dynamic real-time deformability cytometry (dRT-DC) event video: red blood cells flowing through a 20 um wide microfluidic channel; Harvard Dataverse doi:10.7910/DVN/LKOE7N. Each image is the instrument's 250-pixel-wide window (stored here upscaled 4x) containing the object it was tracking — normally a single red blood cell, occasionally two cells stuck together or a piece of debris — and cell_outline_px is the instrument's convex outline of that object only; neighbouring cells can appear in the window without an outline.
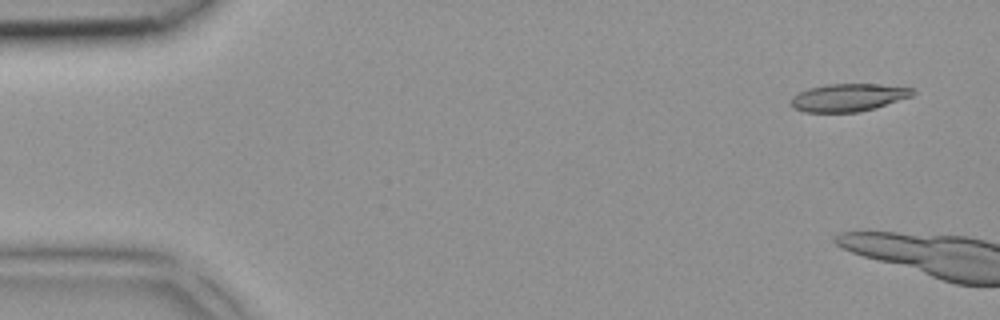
{"species": "common noctule bat (a hibernating species)", "species_latin": "Nyctalus noctula", "temperature_condition": "room temperature", "stored_images_in_passage": 3, "camera_frame_rate_fps": 3000, "um_per_image_px": 0.085, "animal": {"sex": "female", "body_mass_g": 18.4}, "frame": {"image": 1, "passage_image": 1, "time_ms": 0.0, "image_size_px": [1000, 320], "cell_outline_px": [[916, 92], [912, 96], [876, 108], [860, 112], [804, 112], [792, 108], [792, 96], [808, 88], [828, 84], [880, 84], [912, 88]], "centroid_in_image_um": [72.12, 8.29], "position_along_channel_um": 12.9, "area_um2": 19.71}}